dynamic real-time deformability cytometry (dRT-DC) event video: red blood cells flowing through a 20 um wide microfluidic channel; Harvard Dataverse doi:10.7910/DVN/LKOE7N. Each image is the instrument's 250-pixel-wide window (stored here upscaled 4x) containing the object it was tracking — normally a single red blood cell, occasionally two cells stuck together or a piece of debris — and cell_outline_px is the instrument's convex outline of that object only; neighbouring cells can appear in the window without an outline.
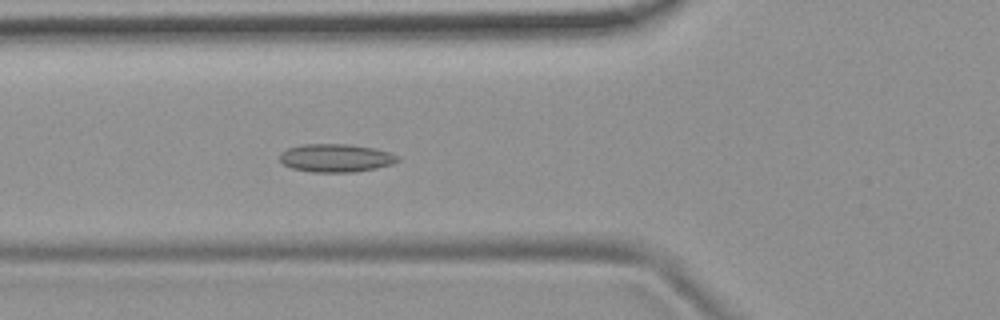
{"species": "common noctule bat (a hibernating species)", "species_latin": "Nyctalus noctula", "temperature_condition": "room temperature", "stored_images_in_passage": 46, "camera_frame_rate_fps": 3000, "um_per_image_px": 0.085, "animal": {"sex": "female", "body_mass_g": 19.9}, "frame": {"image": 1, "passage_image": 12, "time_ms": 3.667, "image_size_px": [1000, 320], "cell_outline_px": [[400, 160], [392, 164], [376, 168], [356, 172], [312, 172], [292, 168], [284, 164], [280, 160], [280, 152], [288, 148], [304, 144], [348, 144], [376, 148], [392, 152], [400, 156]], "centroid_in_image_um": [28.6, 13.42], "position_along_channel_um": 97.2, "area_um2": 19.54}}
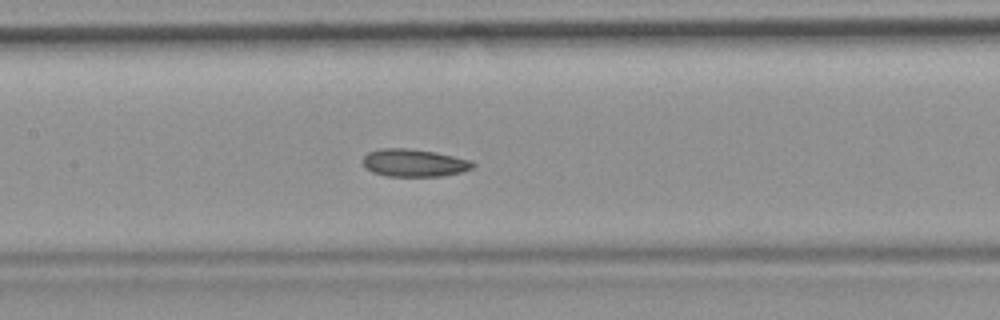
{"frame": {"image": 2, "passage_image": 18, "time_ms": 5.667, "image_size_px": [1000, 320], "cell_outline_px": [[476, 164], [472, 168], [460, 172], [440, 176], [388, 176], [372, 172], [364, 168], [364, 156], [368, 152], [380, 148], [404, 148], [436, 152], [472, 160]], "centroid_in_image_um": [35.19, 13.84], "position_along_channel_um": 172.2, "area_um2": 17.69}}
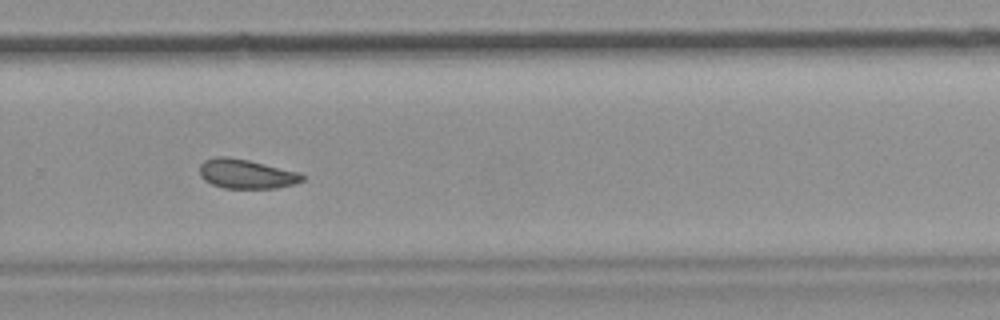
{"frame": {"image": 3, "passage_image": 29, "time_ms": 9.333, "image_size_px": [1000, 320], "cell_outline_px": [[304, 180], [296, 184], [276, 188], [224, 188], [212, 184], [204, 180], [200, 176], [200, 164], [204, 160], [216, 156], [228, 156], [248, 160], [300, 172], [304, 176]], "centroid_in_image_um": [20.94, 14.78], "position_along_channel_um": 308.9, "area_um2": 17.69}, "authors_computed_cell_mechanics": {"area_um2": 18.0625, "velocity_mm_per_s": 3.7373, "shape_relaxation_time_tau1_ms": null, "shape_relaxation_time_tau2_ms": 3.874, "deformation_change_tau1": null, "deformation_change_tau2": 0.0933}}